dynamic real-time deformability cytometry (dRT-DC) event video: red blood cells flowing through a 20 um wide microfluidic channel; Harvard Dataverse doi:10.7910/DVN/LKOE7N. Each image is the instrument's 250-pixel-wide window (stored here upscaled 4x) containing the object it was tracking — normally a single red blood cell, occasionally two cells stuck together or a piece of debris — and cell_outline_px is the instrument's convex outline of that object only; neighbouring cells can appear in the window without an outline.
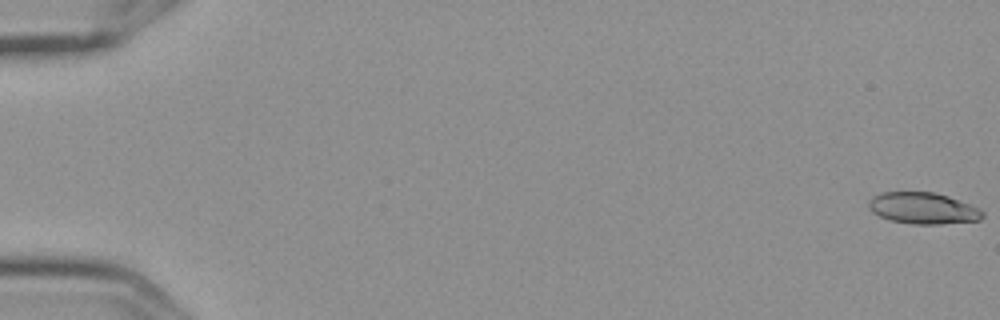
{"species": "Egyptian fruit bat (a non-hibernating species)", "species_latin": "Rousettus aegyptiacus", "temperature_condition": "cold", "stored_images_in_passage": 7, "camera_frame_rate_fps": 3000, "um_per_image_px": 0.085, "frame": {"image": 1, "passage_image": 1, "time_ms": 0.0, "image_size_px": [1000, 320], "cell_outline_px": [[984, 216], [980, 220], [940, 224], [912, 224], [888, 220], [872, 212], [868, 208], [868, 200], [872, 196], [884, 192], [932, 192], [948, 196], [968, 204], [984, 212]], "centroid_in_image_um": [78.41, 17.7], "position_along_channel_um": 6.6, "area_um2": 20.81}}
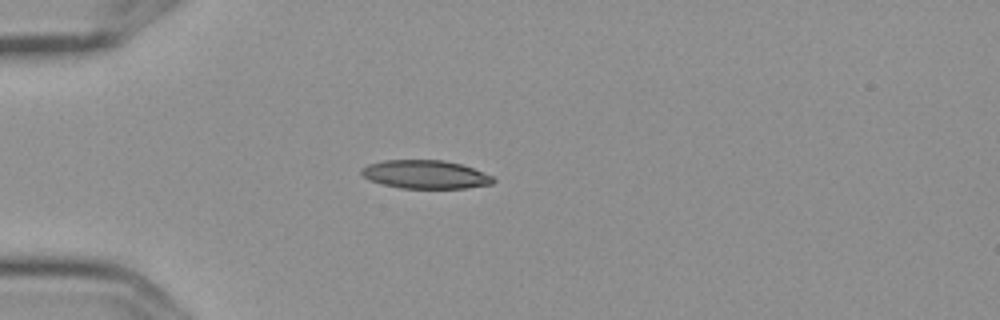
{"frame": {"image": 2, "passage_image": 5, "time_ms": 1.333, "image_size_px": [1000, 320], "cell_outline_px": [[496, 180], [492, 184], [464, 188], [400, 188], [368, 180], [360, 172], [360, 168], [368, 164], [384, 160], [444, 160], [460, 164], [472, 168], [492, 176]], "centroid_in_image_um": [36.13, 14.82], "position_along_channel_um": 48.9, "area_um2": 21.73}}
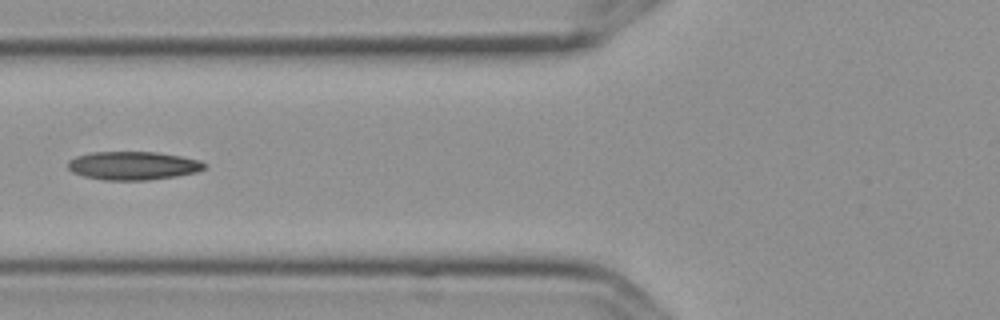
{"frame": {"image": 3, "passage_image": 7, "time_ms": 2.0, "image_size_px": [1000, 320], "cell_outline_px": [[208, 164], [204, 168], [196, 172], [176, 176], [148, 180], [104, 180], [84, 176], [72, 172], [68, 168], [68, 160], [76, 156], [92, 152], [156, 152], [180, 156], [200, 160]], "centroid_in_image_um": [11.31, 14.08], "position_along_channel_um": 114.5, "area_um2": 22.6}}